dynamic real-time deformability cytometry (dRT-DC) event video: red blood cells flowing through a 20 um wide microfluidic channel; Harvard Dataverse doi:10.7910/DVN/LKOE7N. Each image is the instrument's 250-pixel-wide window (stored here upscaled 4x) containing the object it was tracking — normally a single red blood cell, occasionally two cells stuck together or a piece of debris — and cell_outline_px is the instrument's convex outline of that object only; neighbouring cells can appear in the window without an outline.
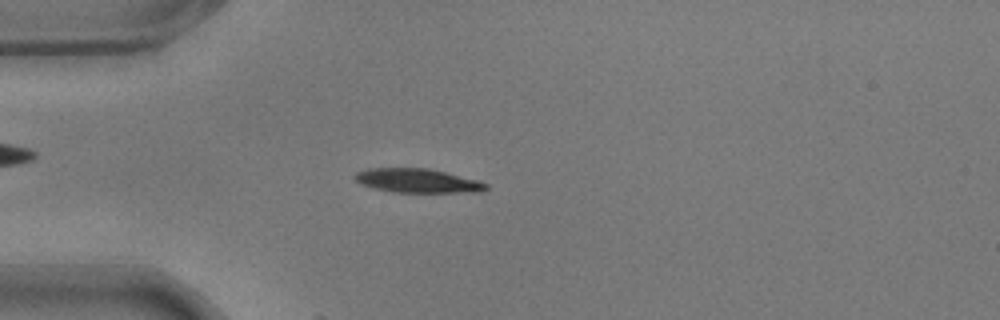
{"species": "common noctule bat (a hibernating species)", "species_latin": "Nyctalus noctula", "temperature_condition": "warm", "stored_images_in_passage": 26, "camera_frame_rate_fps": 3000, "um_per_image_px": 0.085, "animal": {"sex": "male", "body_mass_g": 17.9}, "frame": {"image": 1, "passage_image": 15, "time_ms": 4.667, "image_size_px": [1000, 320], "cell_outline_px": [[488, 188], [480, 192], [392, 192], [360, 184], [352, 176], [356, 172], [368, 168], [428, 168], [476, 180], [488, 184]], "centroid_in_image_um": [35.45, 15.36], "position_along_channel_um": 49.6, "area_um2": 18.21}}
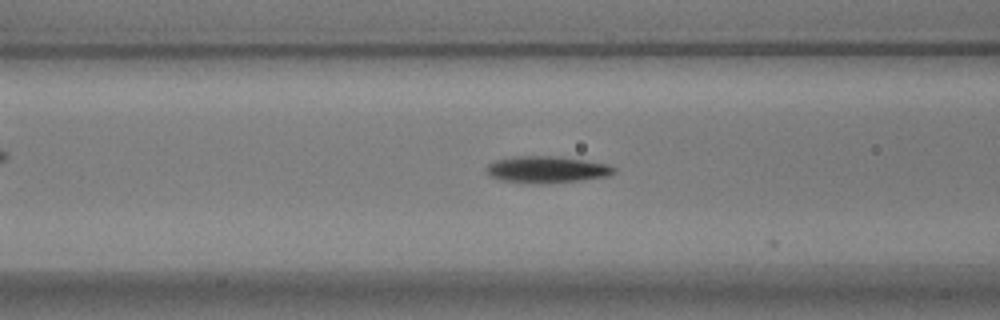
{"frame": {"image": 2, "passage_image": 22, "time_ms": 7.0, "image_size_px": [1000, 320], "cell_outline_px": [[616, 172], [608, 176], [580, 180], [500, 180], [488, 176], [484, 168], [488, 164], [496, 160], [516, 156], [556, 156], [584, 160], [608, 164], [616, 168]], "centroid_in_image_um": [46.48, 14.35], "position_along_channel_um": 120.1, "area_um2": 18.79}}
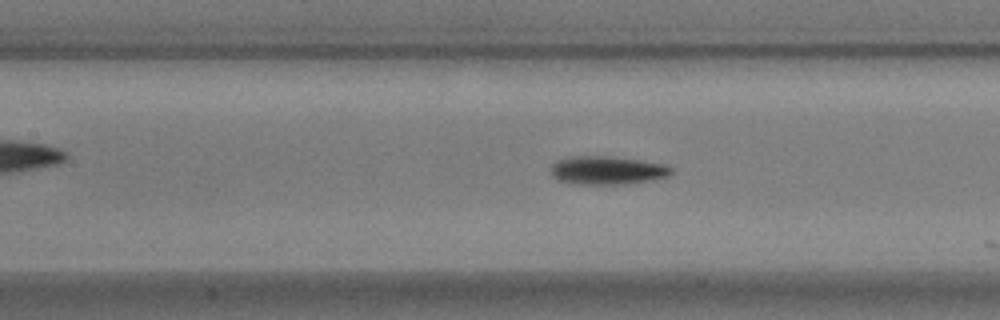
{"frame": {"image": 3, "passage_image": 25, "time_ms": 8.0, "image_size_px": [1000, 320], "cell_outline_px": [[672, 172], [668, 176], [652, 180], [620, 184], [580, 184], [556, 180], [552, 176], [552, 164], [556, 160], [572, 156], [612, 156], [640, 160], [664, 164], [672, 168]], "centroid_in_image_um": [51.6, 14.47], "position_along_channel_um": 155.8, "area_um2": 19.88}}